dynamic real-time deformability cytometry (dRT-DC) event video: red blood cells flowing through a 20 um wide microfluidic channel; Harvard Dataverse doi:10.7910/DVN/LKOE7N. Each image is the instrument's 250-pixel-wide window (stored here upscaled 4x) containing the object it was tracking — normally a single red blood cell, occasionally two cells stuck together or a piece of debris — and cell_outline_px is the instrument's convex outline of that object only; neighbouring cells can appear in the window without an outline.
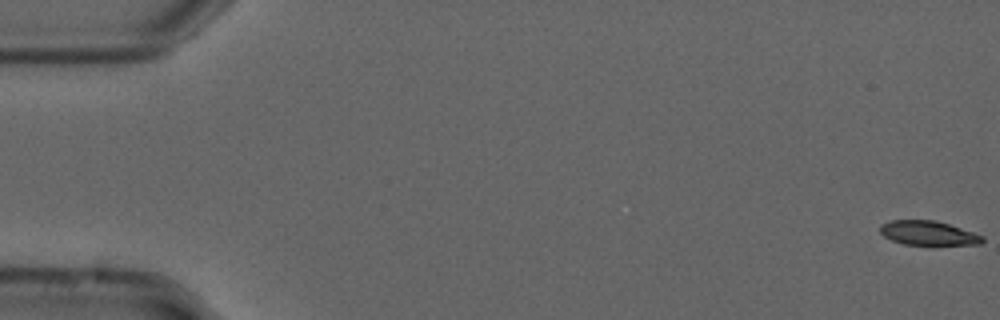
{"species": "common noctule bat (a hibernating species)", "species_latin": "Nyctalus noctula", "temperature_condition": "cold", "stored_images_in_passage": 56, "camera_frame_rate_fps": 3000, "um_per_image_px": 0.085, "animal": {"sex": "male", "forearm_length_mm": 52.5}, "frame": {"image": 1, "passage_image": 1, "time_ms": 0.0, "image_size_px": [1000, 320], "cell_outline_px": [[984, 240], [980, 244], [904, 244], [892, 240], [884, 236], [880, 232], [880, 224], [892, 220], [936, 220], [984, 236]], "centroid_in_image_um": [78.87, 19.8], "position_along_channel_um": 6.1, "area_um2": 14.22}}
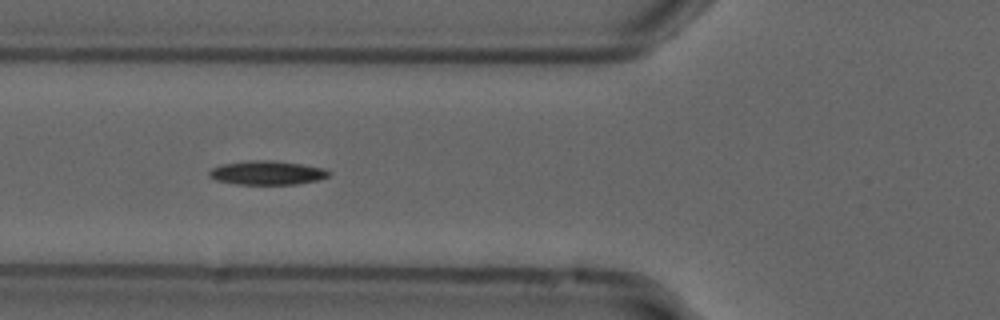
{"frame": {"image": 2, "passage_image": 21, "time_ms": 6.667, "image_size_px": [1000, 320], "cell_outline_px": [[332, 172], [328, 176], [316, 180], [296, 184], [236, 184], [216, 180], [208, 176], [208, 172], [212, 168], [220, 164], [248, 160], [272, 160], [304, 164], [324, 168]], "centroid_in_image_um": [22.68, 14.67], "position_along_channel_um": 103.1, "area_um2": 16.82}}
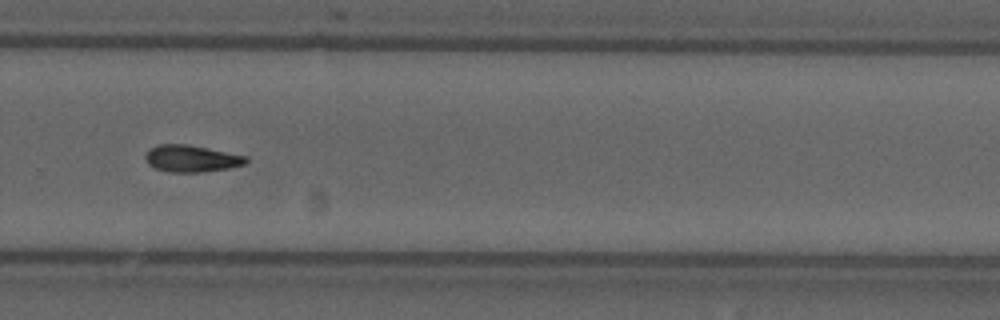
{"frame": {"image": 3, "passage_image": 38, "time_ms": 12.333, "image_size_px": [1000, 320], "cell_outline_px": [[248, 160], [244, 164], [228, 168], [204, 172], [168, 172], [156, 168], [148, 164], [144, 156], [156, 144], [188, 144], [248, 156]], "centroid_in_image_um": [16.28, 13.47], "position_along_channel_um": 313.5, "area_um2": 15.72}, "authors_computed_cell_mechanics": {"area_um2": 15.5482, "velocity_mm_per_s": 3.7202, "shape_relaxation_time_tau1_ms": 7.2413, "shape_relaxation_time_tau2_ms": 10.707, "deformation_change_tau1": 0.1784, "deformation_change_tau2": 0.1816}}